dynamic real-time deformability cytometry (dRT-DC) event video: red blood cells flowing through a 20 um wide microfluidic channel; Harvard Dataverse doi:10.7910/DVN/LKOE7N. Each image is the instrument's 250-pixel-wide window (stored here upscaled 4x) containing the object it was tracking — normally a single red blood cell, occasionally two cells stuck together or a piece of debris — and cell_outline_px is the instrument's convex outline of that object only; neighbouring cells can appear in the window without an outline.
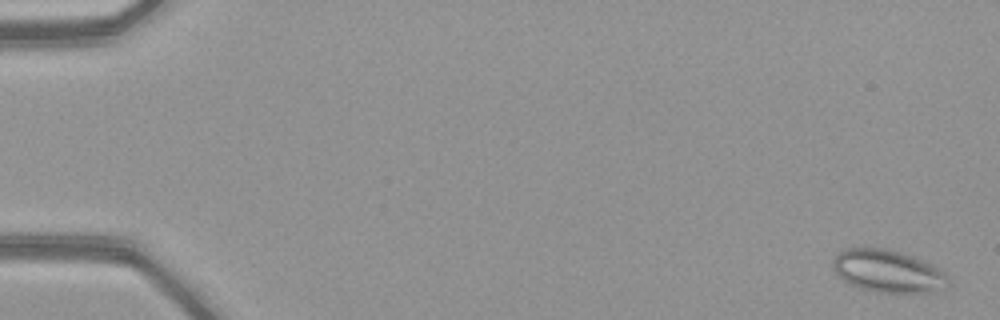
{"species": "common noctule bat (a hibernating species)", "species_latin": "Nyctalus noctula", "temperature_condition": "warm", "stored_images_in_passage": 53, "camera_frame_rate_fps": 3000, "um_per_image_px": 0.085, "animal": {"sex": "female", "body_mass_g": 21.9}, "frame": {"image": 1, "passage_image": 2, "time_ms": 0.333, "image_size_px": [1000, 320], "cell_outline_px": [[952, 284], [948, 288], [928, 292], [876, 292], [860, 288], [848, 284], [836, 276], [832, 268], [832, 256], [840, 248], [884, 248], [900, 252], [912, 256], [932, 264], [948, 272]], "centroid_in_image_um": [75.46, 23.04], "position_along_channel_um": 9.5, "area_um2": 29.42}}
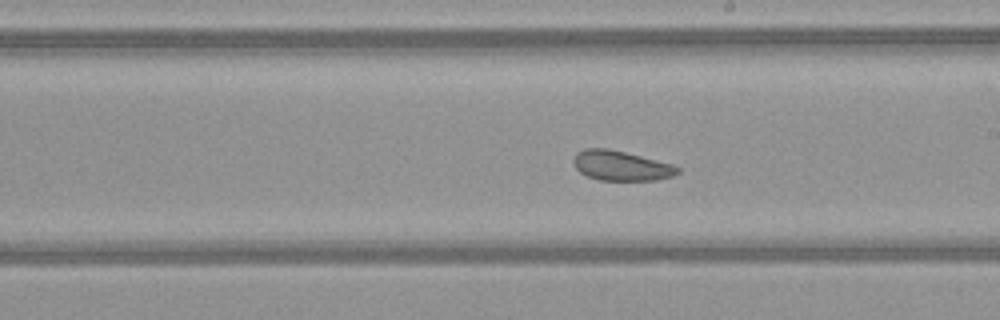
{"frame": {"image": 2, "passage_image": 31, "time_ms": 10.0, "image_size_px": [1000, 320], "cell_outline_px": [[680, 172], [672, 176], [656, 180], [600, 180], [588, 176], [580, 172], [576, 168], [572, 160], [576, 152], [584, 148], [608, 148], [672, 164], [680, 168]], "centroid_in_image_um": [52.77, 14.08], "position_along_channel_um": 236.2, "area_um2": 18.03}}
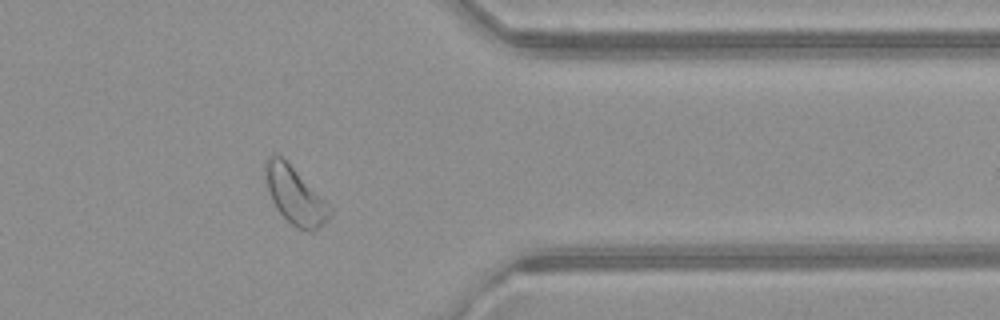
{"frame": {"image": 3, "passage_image": 43, "time_ms": 14.0, "image_size_px": [1000, 320], "cell_outline_px": [[332, 216], [324, 224], [312, 232], [296, 228], [276, 208], [272, 200], [268, 188], [264, 172], [264, 164], [268, 156], [272, 152], [280, 156], [332, 208]], "centroid_in_image_um": [25.07, 16.65], "position_along_channel_um": 386.3, "area_um2": 20.92}, "authors_computed_cell_mechanics": {"area_um2": 24.1604, "velocity_mm_per_s": 4.0369, "shape_relaxation_time_tau1_ms": null, "shape_relaxation_time_tau2_ms": 2.7918, "deformation_change_tau1": null, "deformation_change_tau2": 0.0731}}